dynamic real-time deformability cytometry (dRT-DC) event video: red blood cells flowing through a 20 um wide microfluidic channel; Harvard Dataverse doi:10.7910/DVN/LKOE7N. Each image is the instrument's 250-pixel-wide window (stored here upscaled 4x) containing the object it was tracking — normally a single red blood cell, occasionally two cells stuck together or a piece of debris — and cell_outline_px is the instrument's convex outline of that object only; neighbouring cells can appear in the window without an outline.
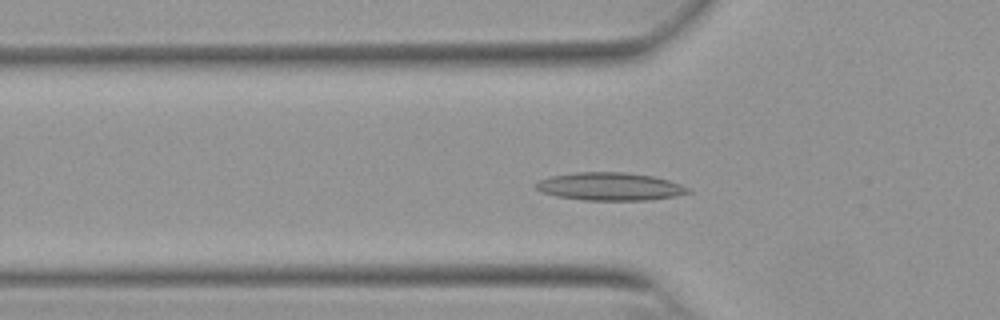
{"species": "Egyptian fruit bat (a non-hibernating species)", "species_latin": "Rousettus aegyptiacus", "temperature_condition": "warm", "stored_images_in_passage": 50, "camera_frame_rate_fps": 3000, "um_per_image_px": 0.085, "animal": {"sex": "female"}, "frame": {"image": 1, "passage_image": 15, "time_ms": 4.667, "image_size_px": [1000, 320], "cell_outline_px": [[692, 192], [676, 196], [648, 200], [584, 200], [556, 196], [540, 192], [536, 188], [536, 184], [540, 180], [548, 176], [576, 172], [624, 172], [652, 176], [668, 180], [692, 188]], "centroid_in_image_um": [51.86, 15.85], "position_along_channel_um": 73.9, "area_um2": 24.85}}
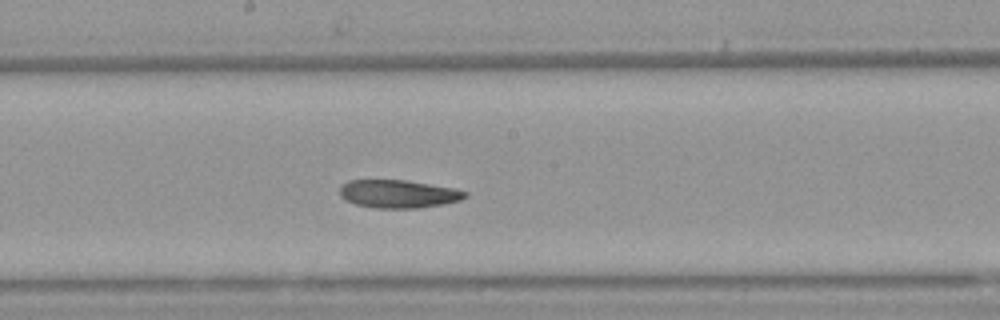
{"frame": {"image": 2, "passage_image": 26, "time_ms": 8.333, "image_size_px": [1000, 320], "cell_outline_px": [[468, 196], [460, 200], [420, 208], [372, 208], [356, 204], [344, 200], [340, 196], [340, 188], [348, 180], [404, 180], [456, 188], [468, 192]], "centroid_in_image_um": [33.86, 16.48], "position_along_channel_um": 214.3, "area_um2": 20.52}}
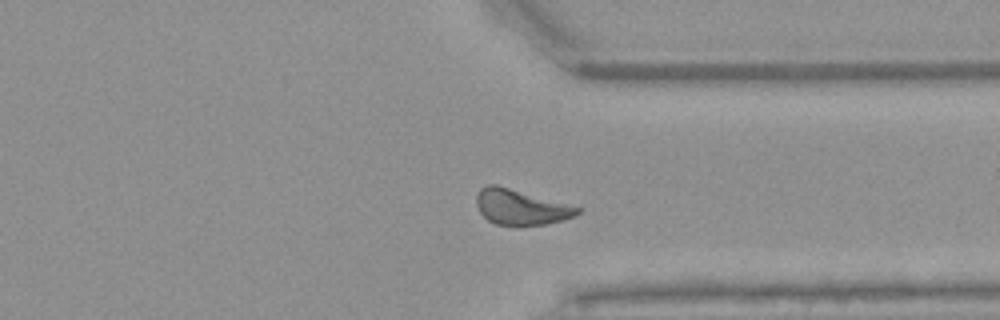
{"frame": {"image": 3, "passage_image": 38, "time_ms": 12.333, "image_size_px": [1000, 320], "cell_outline_px": [[584, 208], [576, 216], [544, 224], [520, 228], [516, 228], [496, 224], [488, 220], [480, 212], [476, 204], [476, 196], [480, 188], [488, 184], [496, 184]], "centroid_in_image_um": [44.27, 17.63], "position_along_channel_um": 367.1, "area_um2": 21.33}}